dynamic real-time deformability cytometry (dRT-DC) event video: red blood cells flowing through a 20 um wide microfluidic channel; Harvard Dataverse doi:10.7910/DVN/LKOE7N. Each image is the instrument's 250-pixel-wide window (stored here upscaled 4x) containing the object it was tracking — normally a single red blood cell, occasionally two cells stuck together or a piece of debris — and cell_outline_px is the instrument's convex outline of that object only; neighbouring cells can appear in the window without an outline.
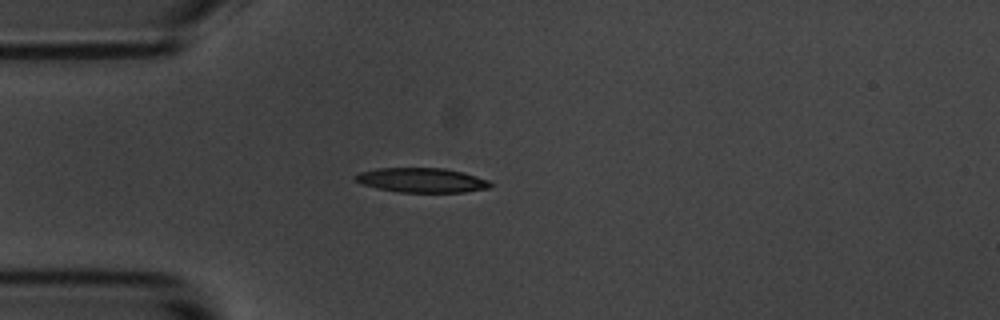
{"species": "common noctule bat (a hibernating species)", "species_latin": "Nyctalus noctula", "temperature_condition": "room temperature", "stored_images_in_passage": 3, "camera_frame_rate_fps": 3000, "um_per_image_px": 0.085, "animal": {"sex": "male", "body_mass_g": 20.1, "forearm_length_mm": 53.5}, "frame": {"image": 1, "passage_image": 3, "time_ms": 2.333, "image_size_px": [1000, 320], "cell_outline_px": [[492, 184], [488, 188], [464, 192], [400, 192], [376, 188], [360, 184], [352, 176], [360, 172], [376, 168], [444, 168], [464, 172], [488, 180]], "centroid_in_image_um": [35.81, 15.31], "position_along_channel_um": 49.2, "area_um2": 19.36}}